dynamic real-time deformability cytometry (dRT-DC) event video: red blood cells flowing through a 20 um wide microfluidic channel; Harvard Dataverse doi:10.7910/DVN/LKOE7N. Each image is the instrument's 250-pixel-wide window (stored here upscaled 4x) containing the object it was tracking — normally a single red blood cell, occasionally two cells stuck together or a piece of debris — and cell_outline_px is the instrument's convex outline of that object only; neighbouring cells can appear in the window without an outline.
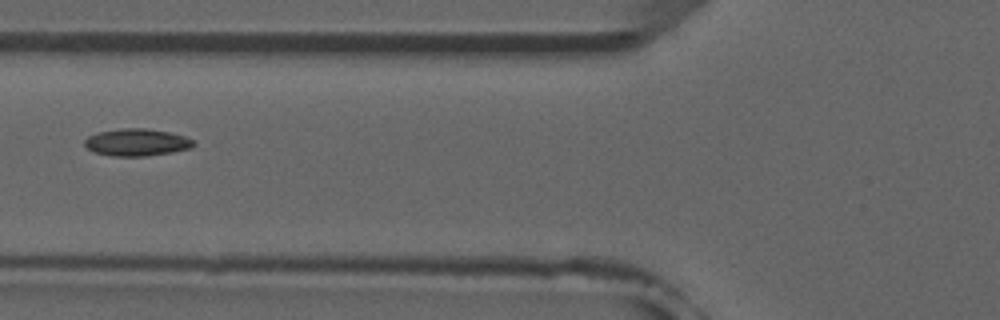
{"species": "common noctule bat (a hibernating species)", "species_latin": "Nyctalus noctula", "temperature_condition": "room temperature", "stored_images_in_passage": 6, "camera_frame_rate_fps": 3000, "um_per_image_px": 0.085, "animal": {"sex": "male", "forearm_length_mm": 52.5}, "frame": {"image": 1, "passage_image": 6, "time_ms": 5.667, "image_size_px": [1000, 320], "cell_outline_px": [[196, 144], [192, 148], [172, 152], [144, 156], [112, 156], [96, 152], [88, 148], [84, 144], [84, 140], [88, 136], [100, 132], [120, 128], [144, 128], [168, 132], [184, 136], [192, 140]], "centroid_in_image_um": [11.63, 12.1], "position_along_channel_um": 114.2, "area_um2": 17.11}}